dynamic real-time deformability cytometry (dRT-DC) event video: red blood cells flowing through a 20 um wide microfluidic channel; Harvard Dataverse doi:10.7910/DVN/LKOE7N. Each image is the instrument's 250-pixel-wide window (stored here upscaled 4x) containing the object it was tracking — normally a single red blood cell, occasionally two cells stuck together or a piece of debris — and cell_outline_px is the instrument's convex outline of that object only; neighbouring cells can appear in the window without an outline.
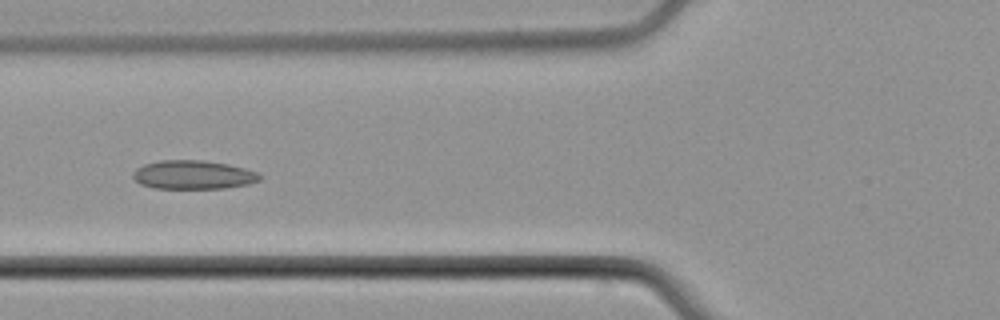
{"species": "common noctule bat (a hibernating species)", "species_latin": "Nyctalus noctula", "temperature_condition": "cold", "stored_images_in_passage": 6, "camera_frame_rate_fps": 3000, "um_per_image_px": 0.085, "animal": {"sex": "male", "body_mass_g": 21.5, "forearm_length_mm": 52.0}, "frame": {"image": 1, "passage_image": 4, "time_ms": 5.667, "image_size_px": [1000, 320], "cell_outline_px": [[264, 176], [260, 180], [248, 184], [224, 188], [156, 188], [140, 184], [132, 176], [132, 172], [136, 168], [144, 164], [160, 160], [204, 160], [228, 164], [244, 168], [256, 172]], "centroid_in_image_um": [16.42, 14.85], "position_along_channel_um": 109.4, "area_um2": 21.27}}
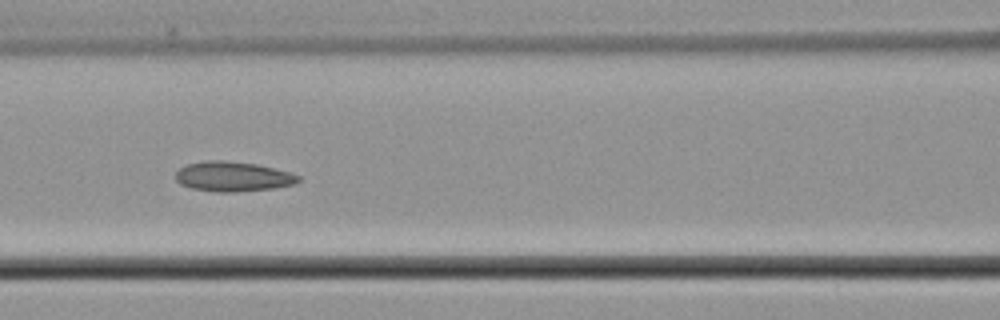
{"frame": {"image": 2, "passage_image": 5, "time_ms": 6.667, "image_size_px": [1000, 320], "cell_outline_px": [[300, 180], [296, 184], [272, 188], [236, 192], [216, 192], [192, 188], [180, 184], [176, 180], [176, 172], [180, 168], [188, 164], [208, 160], [224, 160], [256, 164], [288, 172], [300, 176]], "centroid_in_image_um": [19.79, 15.01], "position_along_channel_um": 146.8, "area_um2": 21.21}}
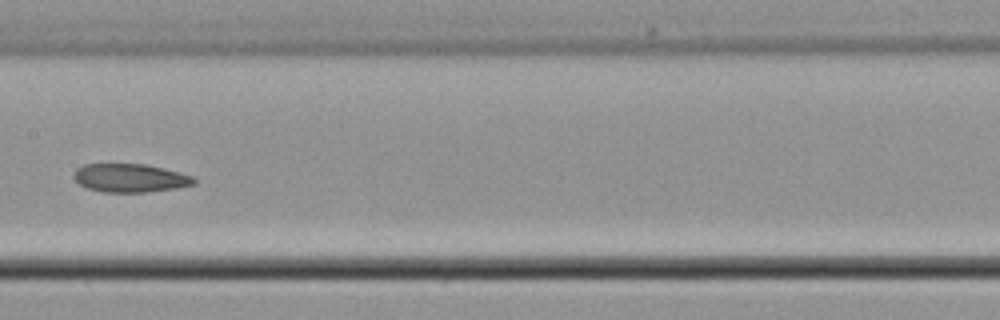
{"frame": {"image": 3, "passage_image": 6, "time_ms": 8.0, "image_size_px": [1000, 320], "cell_outline_px": [[196, 184], [176, 188], [144, 192], [104, 192], [88, 188], [80, 184], [72, 176], [76, 168], [84, 164], [144, 164], [164, 168], [180, 172], [192, 176], [196, 180]], "centroid_in_image_um": [11.06, 15.12], "position_along_channel_um": 196.3, "area_um2": 19.88}}